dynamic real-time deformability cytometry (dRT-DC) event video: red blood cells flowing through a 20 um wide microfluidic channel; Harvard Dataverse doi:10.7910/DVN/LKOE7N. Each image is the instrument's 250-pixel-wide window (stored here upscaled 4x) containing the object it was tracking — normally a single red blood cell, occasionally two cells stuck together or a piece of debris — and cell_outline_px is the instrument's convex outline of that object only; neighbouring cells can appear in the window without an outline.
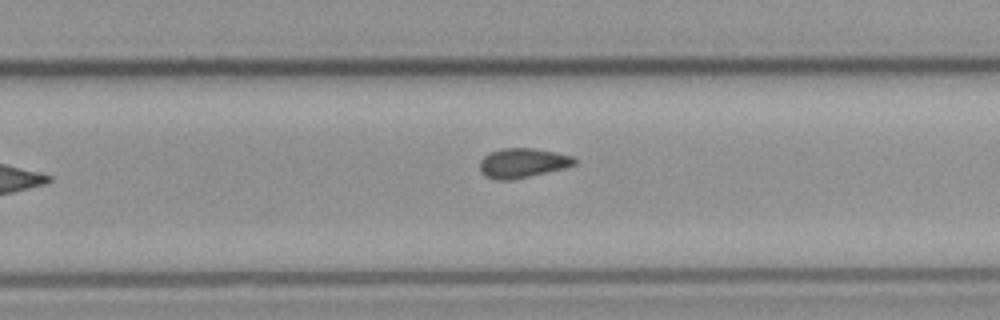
{"species": "common noctule bat (a hibernating species)", "species_latin": "Nyctalus noctula", "temperature_condition": "cold", "stored_images_in_passage": 15, "camera_frame_rate_fps": 3000, "um_per_image_px": 0.085, "animal": {"sex": "male", "body_mass_g": 23.1, "forearm_length_mm": 52.7}, "frame": {"image": 1, "passage_image": 9, "time_ms": 10.333, "image_size_px": [1000, 320], "cell_outline_px": [[576, 164], [564, 168], [512, 180], [496, 180], [484, 176], [480, 172], [480, 160], [488, 152], [500, 148], [532, 148], [556, 152], [572, 156], [576, 160]], "centroid_in_image_um": [44.38, 13.85], "position_along_channel_um": 285.4, "area_um2": 16.42}}
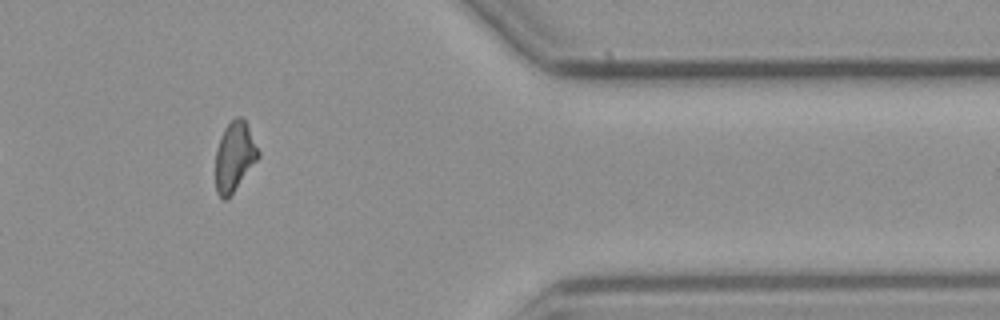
{"frame": {"image": 2, "passage_image": 13, "time_ms": 15.667, "image_size_px": [1000, 320], "cell_outline_px": [[260, 156], [228, 200], [224, 200], [216, 192], [216, 148], [220, 136], [224, 128], [236, 116], [244, 116], [260, 152]], "centroid_in_image_um": [19.94, 13.29], "position_along_channel_um": 391.5, "area_um2": 17.57}, "authors_computed_cell_mechanics": {"area_um2": 16.4152, "velocity_mm_per_s": 3.7291, "shape_relaxation_time_tau1_ms": 3.3887, "shape_relaxation_time_tau2_ms": 2.0128, "deformation_change_tau1": 0.0638, "deformation_change_tau2": 0.0582}}